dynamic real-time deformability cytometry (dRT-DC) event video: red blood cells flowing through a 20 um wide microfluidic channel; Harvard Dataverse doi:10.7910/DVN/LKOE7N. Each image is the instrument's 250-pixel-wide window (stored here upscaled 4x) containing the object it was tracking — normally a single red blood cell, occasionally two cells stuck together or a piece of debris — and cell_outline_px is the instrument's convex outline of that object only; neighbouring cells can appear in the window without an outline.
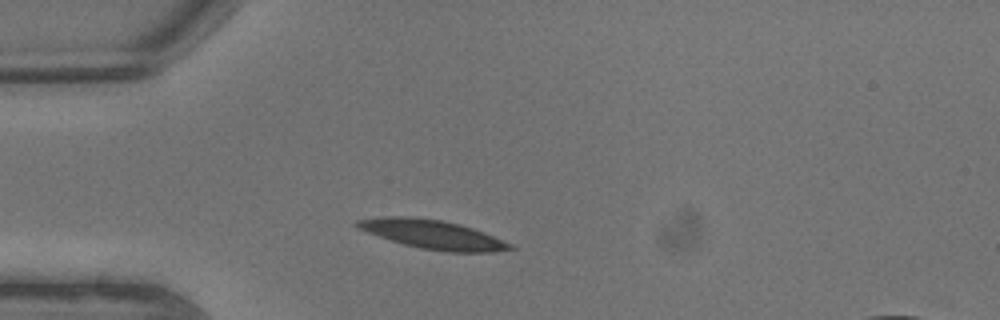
{"species": "common noctule bat (a hibernating species)", "species_latin": "Nyctalus noctula", "temperature_condition": "warm", "stored_images_in_passage": 3, "camera_frame_rate_fps": 3000, "um_per_image_px": 0.085, "animal": {"sex": "male", "body_mass_g": 13.3}, "frame": {"image": 1, "passage_image": 1, "time_ms": 0.0, "image_size_px": [1000, 320], "cell_outline_px": [[516, 248], [492, 252], [448, 252], [420, 248], [404, 244], [368, 232], [352, 224], [356, 220], [384, 216], [408, 216], [444, 220], [460, 224], [472, 228], [512, 244]], "centroid_in_image_um": [36.77, 19.92], "position_along_channel_um": 48.2, "area_um2": 25.49}}
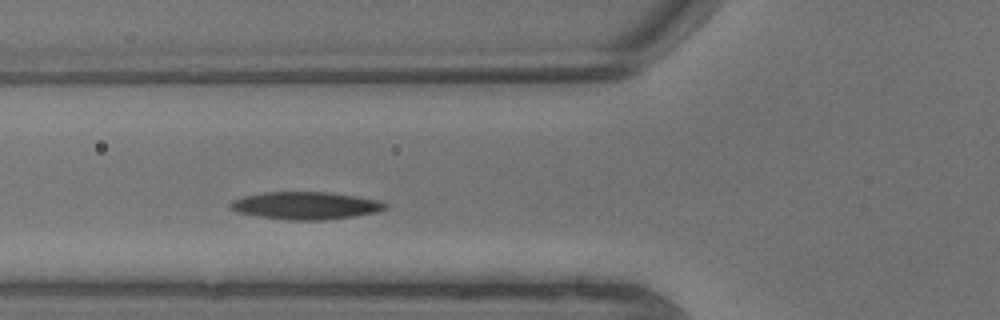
{"frame": {"image": 2, "passage_image": 3, "time_ms": 0.667, "image_size_px": [1000, 320], "cell_outline_px": [[388, 208], [376, 212], [352, 216], [324, 220], [288, 220], [256, 216], [236, 212], [228, 208], [228, 204], [232, 200], [244, 196], [264, 192], [328, 192], [356, 196], [380, 200], [388, 204]], "centroid_in_image_um": [25.95, 17.47], "position_along_channel_um": 99.9, "area_um2": 25.03}}